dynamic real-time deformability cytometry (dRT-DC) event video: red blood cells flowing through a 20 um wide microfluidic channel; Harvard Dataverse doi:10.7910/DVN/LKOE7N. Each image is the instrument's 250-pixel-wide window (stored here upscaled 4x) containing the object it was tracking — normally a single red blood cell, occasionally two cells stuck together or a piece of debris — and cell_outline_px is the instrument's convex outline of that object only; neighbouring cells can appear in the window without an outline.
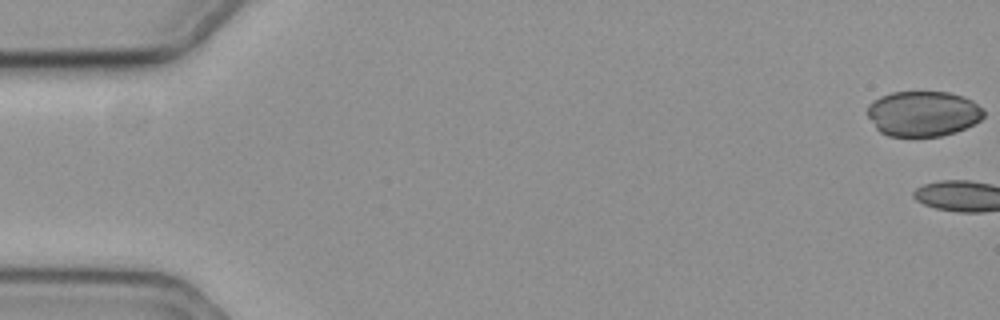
{"species": "common noctule bat (a hibernating species)", "species_latin": "Nyctalus noctula", "temperature_condition": "cold", "stored_images_in_passage": 4, "camera_frame_rate_fps": 3000, "um_per_image_px": 0.085, "animal": {"sex": "female", "body_mass_g": 19.3, "forearm_length_mm": 54.1}, "frame": {"image": 1, "passage_image": 1, "time_ms": 0.0, "image_size_px": [1000, 320], "cell_outline_px": [[984, 116], [980, 120], [956, 132], [940, 136], [888, 136], [880, 132], [876, 128], [868, 116], [868, 104], [872, 100], [880, 96], [892, 92], [948, 92], [964, 96], [972, 100], [984, 108]], "centroid_in_image_um": [78.46, 9.65], "position_along_channel_um": 6.5, "area_um2": 30.87}}